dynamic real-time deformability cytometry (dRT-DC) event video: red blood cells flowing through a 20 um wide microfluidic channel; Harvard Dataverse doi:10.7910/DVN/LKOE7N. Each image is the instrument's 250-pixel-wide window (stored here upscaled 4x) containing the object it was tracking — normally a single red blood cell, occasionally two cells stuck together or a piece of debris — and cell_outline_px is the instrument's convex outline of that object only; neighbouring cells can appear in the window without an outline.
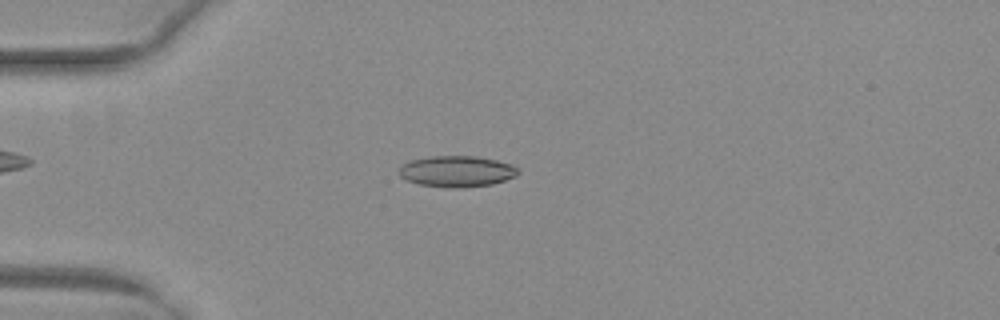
{"species": "common noctule bat (a hibernating species)", "species_latin": "Nyctalus noctula", "temperature_condition": "warm", "stored_images_in_passage": 51, "camera_frame_rate_fps": 3000, "um_per_image_px": 0.085, "animal": {"sex": "female", "body_mass_g": 29.2, "forearm_length_mm": 56.3}, "frame": {"image": 1, "passage_image": 14, "time_ms": 4.333, "image_size_px": [1000, 320], "cell_outline_px": [[520, 172], [516, 176], [492, 184], [464, 188], [448, 188], [420, 184], [408, 180], [400, 176], [400, 168], [404, 164], [412, 160], [432, 156], [476, 156], [496, 160], [512, 164]], "centroid_in_image_um": [38.87, 14.57], "position_along_channel_um": 46.1, "area_um2": 21.44}}
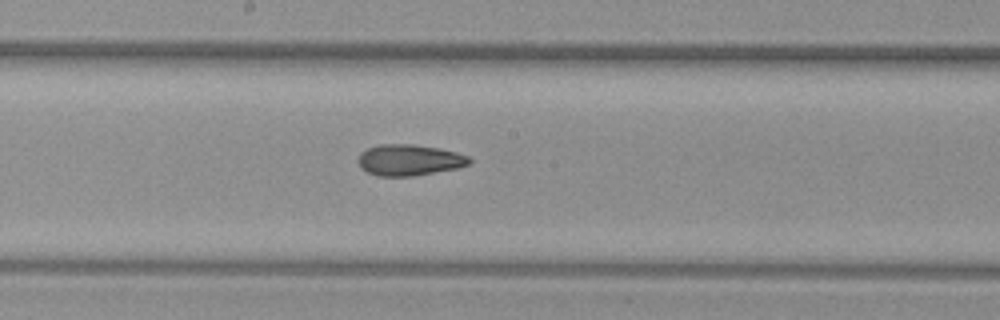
{"frame": {"image": 2, "passage_image": 28, "time_ms": 9.0, "image_size_px": [1000, 320], "cell_outline_px": [[472, 160], [468, 164], [456, 168], [412, 176], [376, 176], [360, 168], [356, 160], [360, 152], [368, 148], [380, 144], [412, 144], [436, 148], [456, 152], [468, 156]], "centroid_in_image_um": [34.72, 13.6], "position_along_channel_um": 213.5, "area_um2": 20.11}}
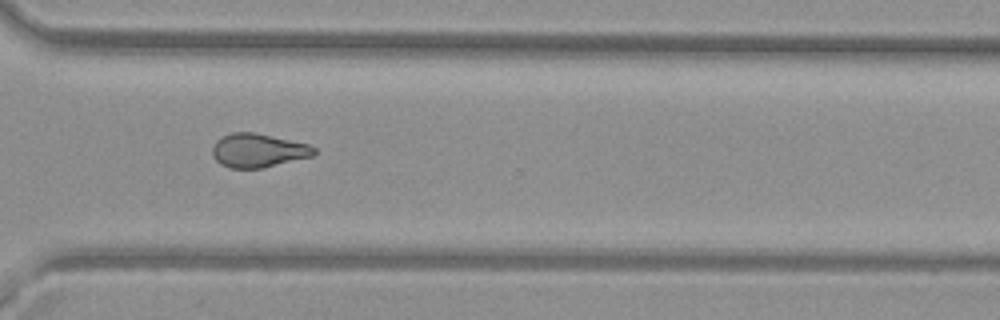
{"frame": {"image": 3, "passage_image": 38, "time_ms": 12.333, "image_size_px": [1000, 320], "cell_outline_px": [[316, 152], [312, 156], [264, 168], [228, 168], [220, 164], [216, 160], [212, 152], [212, 148], [216, 140], [232, 132], [256, 132], [308, 144], [316, 148]], "centroid_in_image_um": [21.94, 12.79], "position_along_channel_um": 348.7, "area_um2": 20.06}, "authors_computed_cell_mechanics": {"area_um2": 20.4612, "velocity_mm_per_s": 4.0649, "shape_relaxation_time_tau1_ms": null, "shape_relaxation_time_tau2_ms": 3.71, "deformation_change_tau1": null, "deformation_change_tau2": 0.1094}}